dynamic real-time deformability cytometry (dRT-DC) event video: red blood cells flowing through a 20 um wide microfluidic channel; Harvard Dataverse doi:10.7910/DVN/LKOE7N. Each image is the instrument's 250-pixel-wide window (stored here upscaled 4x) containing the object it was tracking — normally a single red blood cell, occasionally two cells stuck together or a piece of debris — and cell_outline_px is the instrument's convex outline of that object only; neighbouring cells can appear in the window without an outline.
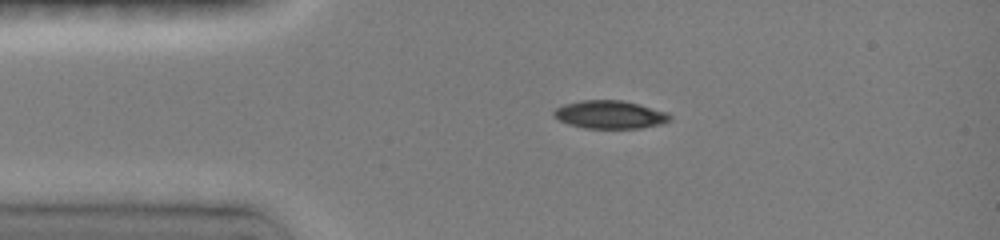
{"species": "common noctule bat (a hibernating species)", "species_latin": "Nyctalus noctula", "temperature_condition": "room temperature", "stored_images_in_passage": 44, "camera_frame_rate_fps": 3000, "um_per_image_px": 0.085, "animal": {"sex": "female", "body_mass_g": 19.0, "forearm_length_mm": 51.5}, "frame": {"image": 1, "passage_image": 1, "time_ms": 0.0, "image_size_px": [1000, 240], "cell_outline_px": [[672, 120], [664, 124], [640, 128], [584, 128], [568, 124], [552, 116], [552, 112], [556, 108], [564, 104], [580, 100], [620, 100], [640, 104], [668, 112], [672, 116]], "centroid_in_image_um": [51.87, 9.74], "position_along_channel_um": 33.1, "area_um2": 19.25}}
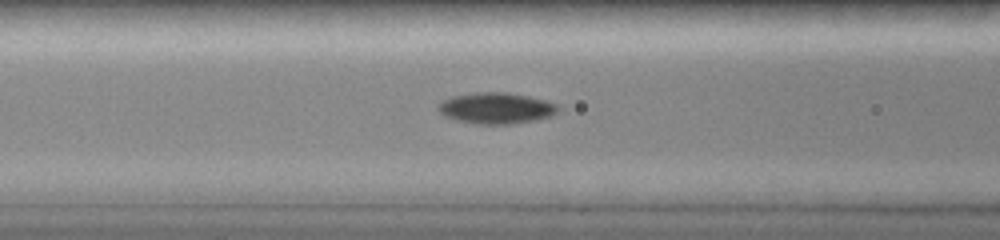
{"frame": {"image": 2, "passage_image": 14, "time_ms": 3.0, "image_size_px": [1000, 240], "cell_outline_px": [[560, 108], [552, 116], [536, 120], [512, 124], [476, 124], [456, 120], [444, 116], [436, 108], [444, 100], [452, 96], [476, 92], [504, 92], [544, 100], [556, 104]], "centroid_in_image_um": [42.16, 9.2], "position_along_channel_um": 124.4, "area_um2": 21.62}}
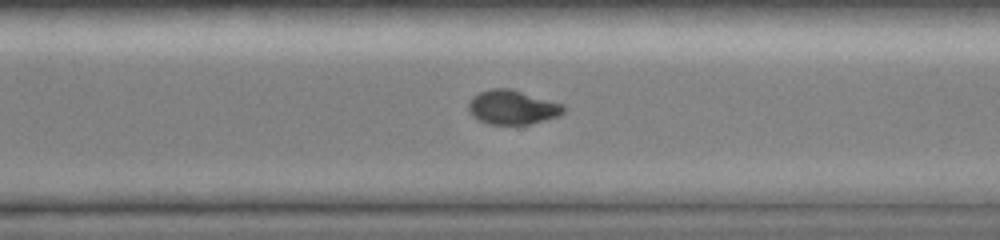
{"frame": {"image": 3, "passage_image": 40, "time_ms": 8.0, "image_size_px": [1000, 240], "cell_outline_px": [[564, 112], [560, 116], [528, 124], [488, 124], [476, 120], [472, 116], [468, 108], [468, 104], [472, 96], [480, 92], [492, 88], [508, 88], [564, 104]], "centroid_in_image_um": [43.53, 9.13], "position_along_channel_um": 327.1, "area_um2": 18.96}}